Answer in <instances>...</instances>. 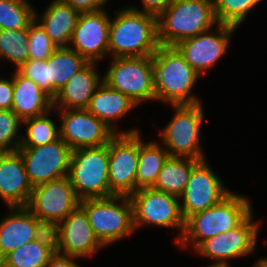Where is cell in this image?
I'll return each mask as SVG.
<instances>
[{"mask_svg":"<svg viewBox=\"0 0 267 267\" xmlns=\"http://www.w3.org/2000/svg\"><path fill=\"white\" fill-rule=\"evenodd\" d=\"M0 267H13L5 262L3 259H0Z\"/></svg>","mask_w":267,"mask_h":267,"instance_id":"b9f144b4","label":"cell"},{"mask_svg":"<svg viewBox=\"0 0 267 267\" xmlns=\"http://www.w3.org/2000/svg\"><path fill=\"white\" fill-rule=\"evenodd\" d=\"M252 211L247 197L231 191L218 204L190 216L177 244L194 250L206 239L237 227Z\"/></svg>","mask_w":267,"mask_h":267,"instance_id":"3957f363","label":"cell"},{"mask_svg":"<svg viewBox=\"0 0 267 267\" xmlns=\"http://www.w3.org/2000/svg\"><path fill=\"white\" fill-rule=\"evenodd\" d=\"M17 71L22 76L30 78L46 94L49 95L48 59L47 60L29 59L25 64L21 65L17 69Z\"/></svg>","mask_w":267,"mask_h":267,"instance_id":"d590c367","label":"cell"},{"mask_svg":"<svg viewBox=\"0 0 267 267\" xmlns=\"http://www.w3.org/2000/svg\"><path fill=\"white\" fill-rule=\"evenodd\" d=\"M230 192L221 178L214 173L207 159L200 161L192 169L186 188L179 197L184 220L218 204Z\"/></svg>","mask_w":267,"mask_h":267,"instance_id":"5bb4252c","label":"cell"},{"mask_svg":"<svg viewBox=\"0 0 267 267\" xmlns=\"http://www.w3.org/2000/svg\"><path fill=\"white\" fill-rule=\"evenodd\" d=\"M32 190L20 152H0V197L7 207L27 206Z\"/></svg>","mask_w":267,"mask_h":267,"instance_id":"d6986e66","label":"cell"},{"mask_svg":"<svg viewBox=\"0 0 267 267\" xmlns=\"http://www.w3.org/2000/svg\"><path fill=\"white\" fill-rule=\"evenodd\" d=\"M68 176L80 201L114 196L109 188L108 144L72 150Z\"/></svg>","mask_w":267,"mask_h":267,"instance_id":"8992f818","label":"cell"},{"mask_svg":"<svg viewBox=\"0 0 267 267\" xmlns=\"http://www.w3.org/2000/svg\"><path fill=\"white\" fill-rule=\"evenodd\" d=\"M137 105L125 94L110 88L102 82L94 92L88 107L91 114L102 120L116 134H131L140 132L139 129L124 131L118 129L116 121L125 117ZM118 129V130H117Z\"/></svg>","mask_w":267,"mask_h":267,"instance_id":"44dd1931","label":"cell"},{"mask_svg":"<svg viewBox=\"0 0 267 267\" xmlns=\"http://www.w3.org/2000/svg\"><path fill=\"white\" fill-rule=\"evenodd\" d=\"M80 203L69 176L33 187L27 208L40 219L60 223Z\"/></svg>","mask_w":267,"mask_h":267,"instance_id":"2e32d148","label":"cell"},{"mask_svg":"<svg viewBox=\"0 0 267 267\" xmlns=\"http://www.w3.org/2000/svg\"><path fill=\"white\" fill-rule=\"evenodd\" d=\"M255 264H266L267 265V257L264 258H258V260H256Z\"/></svg>","mask_w":267,"mask_h":267,"instance_id":"60d3db41","label":"cell"},{"mask_svg":"<svg viewBox=\"0 0 267 267\" xmlns=\"http://www.w3.org/2000/svg\"><path fill=\"white\" fill-rule=\"evenodd\" d=\"M253 219L252 211L237 227L203 241L195 252L213 261L207 267H231L229 260L248 256L257 248L261 224Z\"/></svg>","mask_w":267,"mask_h":267,"instance_id":"30bf717a","label":"cell"},{"mask_svg":"<svg viewBox=\"0 0 267 267\" xmlns=\"http://www.w3.org/2000/svg\"><path fill=\"white\" fill-rule=\"evenodd\" d=\"M32 187L68 176L72 149L59 137L38 147H19Z\"/></svg>","mask_w":267,"mask_h":267,"instance_id":"7c38bea8","label":"cell"},{"mask_svg":"<svg viewBox=\"0 0 267 267\" xmlns=\"http://www.w3.org/2000/svg\"><path fill=\"white\" fill-rule=\"evenodd\" d=\"M35 240L58 253L60 248L59 223L36 217Z\"/></svg>","mask_w":267,"mask_h":267,"instance_id":"e575fe53","label":"cell"},{"mask_svg":"<svg viewBox=\"0 0 267 267\" xmlns=\"http://www.w3.org/2000/svg\"><path fill=\"white\" fill-rule=\"evenodd\" d=\"M28 30L0 29V61L7 60L16 67L29 60Z\"/></svg>","mask_w":267,"mask_h":267,"instance_id":"f546056e","label":"cell"},{"mask_svg":"<svg viewBox=\"0 0 267 267\" xmlns=\"http://www.w3.org/2000/svg\"><path fill=\"white\" fill-rule=\"evenodd\" d=\"M111 60L108 70L103 75V82L128 96L137 107L146 100L155 101L152 56Z\"/></svg>","mask_w":267,"mask_h":267,"instance_id":"ba28073f","label":"cell"},{"mask_svg":"<svg viewBox=\"0 0 267 267\" xmlns=\"http://www.w3.org/2000/svg\"><path fill=\"white\" fill-rule=\"evenodd\" d=\"M28 35L29 59L47 60L57 48L36 19L29 26Z\"/></svg>","mask_w":267,"mask_h":267,"instance_id":"836d02e7","label":"cell"},{"mask_svg":"<svg viewBox=\"0 0 267 267\" xmlns=\"http://www.w3.org/2000/svg\"><path fill=\"white\" fill-rule=\"evenodd\" d=\"M80 14L71 6L59 0H52L45 11L43 10L40 20L38 18L40 16L35 11V19L57 47H68Z\"/></svg>","mask_w":267,"mask_h":267,"instance_id":"cb8c5ba5","label":"cell"},{"mask_svg":"<svg viewBox=\"0 0 267 267\" xmlns=\"http://www.w3.org/2000/svg\"><path fill=\"white\" fill-rule=\"evenodd\" d=\"M157 18L160 46H174L219 24L213 0H172Z\"/></svg>","mask_w":267,"mask_h":267,"instance_id":"277c9868","label":"cell"},{"mask_svg":"<svg viewBox=\"0 0 267 267\" xmlns=\"http://www.w3.org/2000/svg\"><path fill=\"white\" fill-rule=\"evenodd\" d=\"M89 62L69 47H57L48 58L49 96L53 99L68 80Z\"/></svg>","mask_w":267,"mask_h":267,"instance_id":"d4e9b609","label":"cell"},{"mask_svg":"<svg viewBox=\"0 0 267 267\" xmlns=\"http://www.w3.org/2000/svg\"><path fill=\"white\" fill-rule=\"evenodd\" d=\"M252 267H267L266 264H254Z\"/></svg>","mask_w":267,"mask_h":267,"instance_id":"ee69618b","label":"cell"},{"mask_svg":"<svg viewBox=\"0 0 267 267\" xmlns=\"http://www.w3.org/2000/svg\"><path fill=\"white\" fill-rule=\"evenodd\" d=\"M263 0H213L216 20L219 24L238 28L251 9Z\"/></svg>","mask_w":267,"mask_h":267,"instance_id":"1f68e13d","label":"cell"},{"mask_svg":"<svg viewBox=\"0 0 267 267\" xmlns=\"http://www.w3.org/2000/svg\"><path fill=\"white\" fill-rule=\"evenodd\" d=\"M159 47L157 16L129 6L111 16L109 54L112 58L152 56Z\"/></svg>","mask_w":267,"mask_h":267,"instance_id":"6da1fadb","label":"cell"},{"mask_svg":"<svg viewBox=\"0 0 267 267\" xmlns=\"http://www.w3.org/2000/svg\"><path fill=\"white\" fill-rule=\"evenodd\" d=\"M142 5V10L137 6H131L130 8L133 10L150 13L155 16H159L166 7L170 4L172 0H140Z\"/></svg>","mask_w":267,"mask_h":267,"instance_id":"74e56055","label":"cell"},{"mask_svg":"<svg viewBox=\"0 0 267 267\" xmlns=\"http://www.w3.org/2000/svg\"><path fill=\"white\" fill-rule=\"evenodd\" d=\"M110 21L111 16L106 8L81 13L68 47L88 62L98 63L105 55H109Z\"/></svg>","mask_w":267,"mask_h":267,"instance_id":"e0dca14e","label":"cell"},{"mask_svg":"<svg viewBox=\"0 0 267 267\" xmlns=\"http://www.w3.org/2000/svg\"><path fill=\"white\" fill-rule=\"evenodd\" d=\"M109 188L113 195L131 196L136 192L139 161V132L116 134L108 143Z\"/></svg>","mask_w":267,"mask_h":267,"instance_id":"4fadbf2b","label":"cell"},{"mask_svg":"<svg viewBox=\"0 0 267 267\" xmlns=\"http://www.w3.org/2000/svg\"><path fill=\"white\" fill-rule=\"evenodd\" d=\"M53 108L48 112L25 119L22 126L26 127V135L21 133L20 147H38L51 143L59 138V126L49 118Z\"/></svg>","mask_w":267,"mask_h":267,"instance_id":"83f0119b","label":"cell"},{"mask_svg":"<svg viewBox=\"0 0 267 267\" xmlns=\"http://www.w3.org/2000/svg\"><path fill=\"white\" fill-rule=\"evenodd\" d=\"M199 162L188 157L169 156L152 188L180 197L186 188L192 169Z\"/></svg>","mask_w":267,"mask_h":267,"instance_id":"4316f807","label":"cell"},{"mask_svg":"<svg viewBox=\"0 0 267 267\" xmlns=\"http://www.w3.org/2000/svg\"><path fill=\"white\" fill-rule=\"evenodd\" d=\"M95 62H89L74 74L52 99L55 109H86L103 76L96 70Z\"/></svg>","mask_w":267,"mask_h":267,"instance_id":"ffe728a7","label":"cell"},{"mask_svg":"<svg viewBox=\"0 0 267 267\" xmlns=\"http://www.w3.org/2000/svg\"><path fill=\"white\" fill-rule=\"evenodd\" d=\"M20 126L22 120L12 110H0V152L18 151L22 135Z\"/></svg>","mask_w":267,"mask_h":267,"instance_id":"d6a6232c","label":"cell"},{"mask_svg":"<svg viewBox=\"0 0 267 267\" xmlns=\"http://www.w3.org/2000/svg\"><path fill=\"white\" fill-rule=\"evenodd\" d=\"M59 112V113H58ZM59 114V137L72 149L101 147L116 135L87 109H55Z\"/></svg>","mask_w":267,"mask_h":267,"instance_id":"8fae6325","label":"cell"},{"mask_svg":"<svg viewBox=\"0 0 267 267\" xmlns=\"http://www.w3.org/2000/svg\"><path fill=\"white\" fill-rule=\"evenodd\" d=\"M203 103L193 105H169L174 116L160 130L161 145L171 157H188L203 161L206 159L201 147V126L204 120Z\"/></svg>","mask_w":267,"mask_h":267,"instance_id":"52a82bcc","label":"cell"},{"mask_svg":"<svg viewBox=\"0 0 267 267\" xmlns=\"http://www.w3.org/2000/svg\"><path fill=\"white\" fill-rule=\"evenodd\" d=\"M155 101L170 105H193L201 99L192 93L200 74L175 46H160L152 55Z\"/></svg>","mask_w":267,"mask_h":267,"instance_id":"7a4b0ae2","label":"cell"},{"mask_svg":"<svg viewBox=\"0 0 267 267\" xmlns=\"http://www.w3.org/2000/svg\"><path fill=\"white\" fill-rule=\"evenodd\" d=\"M130 199L133 205L134 227L159 226L179 230L175 244L180 241L185 230L179 197L153 188H142L134 192Z\"/></svg>","mask_w":267,"mask_h":267,"instance_id":"9c48e42d","label":"cell"},{"mask_svg":"<svg viewBox=\"0 0 267 267\" xmlns=\"http://www.w3.org/2000/svg\"><path fill=\"white\" fill-rule=\"evenodd\" d=\"M236 30V27L218 24L213 30L214 33L209 30L181 40L174 46L201 77L206 76L210 68L226 53L231 37Z\"/></svg>","mask_w":267,"mask_h":267,"instance_id":"9a60e30c","label":"cell"},{"mask_svg":"<svg viewBox=\"0 0 267 267\" xmlns=\"http://www.w3.org/2000/svg\"><path fill=\"white\" fill-rule=\"evenodd\" d=\"M55 252L34 240L18 247L3 260L13 267H46Z\"/></svg>","mask_w":267,"mask_h":267,"instance_id":"4dcf8cb0","label":"cell"},{"mask_svg":"<svg viewBox=\"0 0 267 267\" xmlns=\"http://www.w3.org/2000/svg\"><path fill=\"white\" fill-rule=\"evenodd\" d=\"M11 79L0 78V110H11L14 98L13 73Z\"/></svg>","mask_w":267,"mask_h":267,"instance_id":"8d00e7d4","label":"cell"},{"mask_svg":"<svg viewBox=\"0 0 267 267\" xmlns=\"http://www.w3.org/2000/svg\"><path fill=\"white\" fill-rule=\"evenodd\" d=\"M139 132V161L136 172V191L142 188H152L156 182L164 162L169 158L168 151L161 143L143 142Z\"/></svg>","mask_w":267,"mask_h":267,"instance_id":"484cf974","label":"cell"},{"mask_svg":"<svg viewBox=\"0 0 267 267\" xmlns=\"http://www.w3.org/2000/svg\"><path fill=\"white\" fill-rule=\"evenodd\" d=\"M103 7H106V4L108 3L109 0H97Z\"/></svg>","mask_w":267,"mask_h":267,"instance_id":"7bdbcfd3","label":"cell"},{"mask_svg":"<svg viewBox=\"0 0 267 267\" xmlns=\"http://www.w3.org/2000/svg\"><path fill=\"white\" fill-rule=\"evenodd\" d=\"M79 205L85 210L93 233L104 248L136 231L129 196L84 199Z\"/></svg>","mask_w":267,"mask_h":267,"instance_id":"5b68a950","label":"cell"},{"mask_svg":"<svg viewBox=\"0 0 267 267\" xmlns=\"http://www.w3.org/2000/svg\"><path fill=\"white\" fill-rule=\"evenodd\" d=\"M29 0H0V29L28 30L35 20Z\"/></svg>","mask_w":267,"mask_h":267,"instance_id":"f1b7e54d","label":"cell"},{"mask_svg":"<svg viewBox=\"0 0 267 267\" xmlns=\"http://www.w3.org/2000/svg\"><path fill=\"white\" fill-rule=\"evenodd\" d=\"M80 13L96 12L104 7L97 0H59Z\"/></svg>","mask_w":267,"mask_h":267,"instance_id":"f35d334b","label":"cell"},{"mask_svg":"<svg viewBox=\"0 0 267 267\" xmlns=\"http://www.w3.org/2000/svg\"><path fill=\"white\" fill-rule=\"evenodd\" d=\"M12 111L22 121L42 115L53 108L52 98L30 78L13 71Z\"/></svg>","mask_w":267,"mask_h":267,"instance_id":"603a6c76","label":"cell"},{"mask_svg":"<svg viewBox=\"0 0 267 267\" xmlns=\"http://www.w3.org/2000/svg\"><path fill=\"white\" fill-rule=\"evenodd\" d=\"M0 221V259L35 240L36 216L26 206L8 207Z\"/></svg>","mask_w":267,"mask_h":267,"instance_id":"7402d4cb","label":"cell"},{"mask_svg":"<svg viewBox=\"0 0 267 267\" xmlns=\"http://www.w3.org/2000/svg\"><path fill=\"white\" fill-rule=\"evenodd\" d=\"M76 257L55 253L49 260L46 267H80Z\"/></svg>","mask_w":267,"mask_h":267,"instance_id":"ab89813d","label":"cell"},{"mask_svg":"<svg viewBox=\"0 0 267 267\" xmlns=\"http://www.w3.org/2000/svg\"><path fill=\"white\" fill-rule=\"evenodd\" d=\"M59 227L60 254L78 259L89 258L104 247L94 235L87 214L80 205L59 223Z\"/></svg>","mask_w":267,"mask_h":267,"instance_id":"ac0fdd59","label":"cell"}]
</instances>
